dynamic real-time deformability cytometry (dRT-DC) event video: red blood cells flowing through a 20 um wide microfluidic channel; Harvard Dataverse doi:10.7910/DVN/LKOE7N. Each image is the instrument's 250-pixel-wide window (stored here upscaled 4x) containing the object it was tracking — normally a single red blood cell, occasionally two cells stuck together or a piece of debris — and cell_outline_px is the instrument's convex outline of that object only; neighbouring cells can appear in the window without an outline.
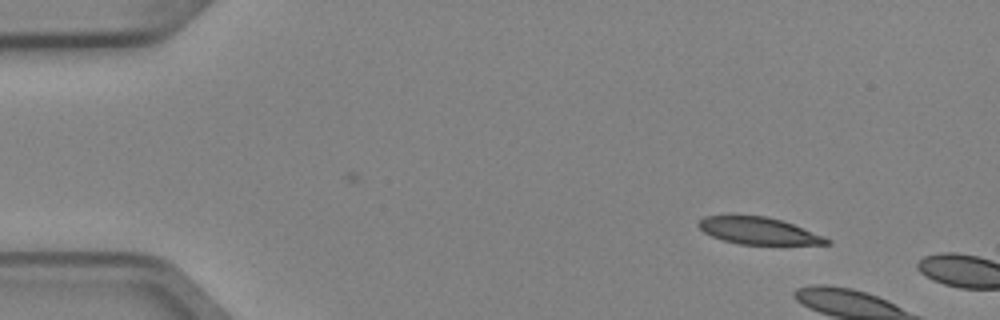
{"species": "Egyptian fruit bat (a non-hibernating species)", "species_latin": "Rousettus aegyptiacus", "temperature_condition": "cold", "stored_images_in_passage": 2, "camera_frame_rate_fps": 3000, "um_per_image_px": 0.085, "animal": {"sex": "female"}, "frame": {"image": 1, "passage_image": 1, "time_ms": 0.0, "image_size_px": [1000, 320], "cell_outline_px": [[832, 244], [740, 244], [724, 240], [712, 236], [704, 232], [696, 224], [704, 216], [768, 216], [792, 224], [824, 236], [832, 240]], "centroid_in_image_um": [64.49, 19.62], "position_along_channel_um": 20.5, "area_um2": 19.83}}